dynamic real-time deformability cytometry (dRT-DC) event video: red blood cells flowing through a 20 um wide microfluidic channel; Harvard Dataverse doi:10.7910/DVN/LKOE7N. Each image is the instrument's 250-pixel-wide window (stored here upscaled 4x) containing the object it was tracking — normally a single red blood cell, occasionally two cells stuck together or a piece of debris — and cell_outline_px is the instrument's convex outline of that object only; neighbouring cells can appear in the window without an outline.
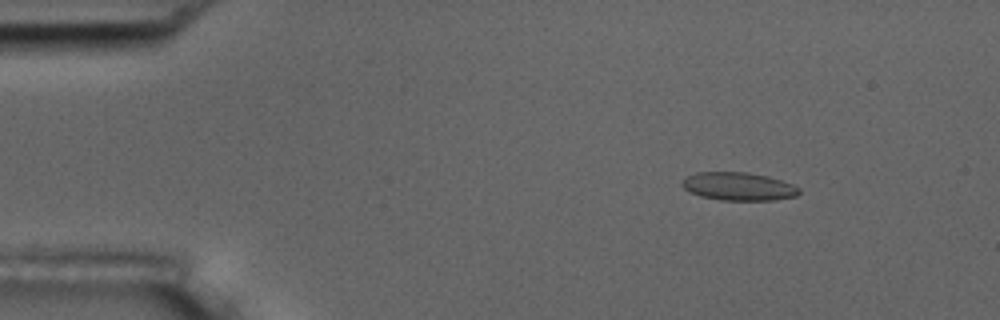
{"species": "common noctule bat (a hibernating species)", "species_latin": "Nyctalus noctula", "temperature_condition": "room temperature", "stored_images_in_passage": 6, "camera_frame_rate_fps": 3000, "um_per_image_px": 0.085, "animal": {"sex": "male", "body_mass_g": 17.5, "forearm_length_mm": 52.3}, "frame": {"image": 1, "passage_image": 3, "time_ms": 2.333, "image_size_px": [1000, 320], "cell_outline_px": [[800, 192], [796, 196], [772, 200], [720, 200], [700, 196], [684, 188], [680, 184], [680, 180], [696, 172], [744, 172], [768, 176], [792, 184], [800, 188]], "centroid_in_image_um": [62.75, 15.84], "position_along_channel_um": 22.2, "area_um2": 19.13}}
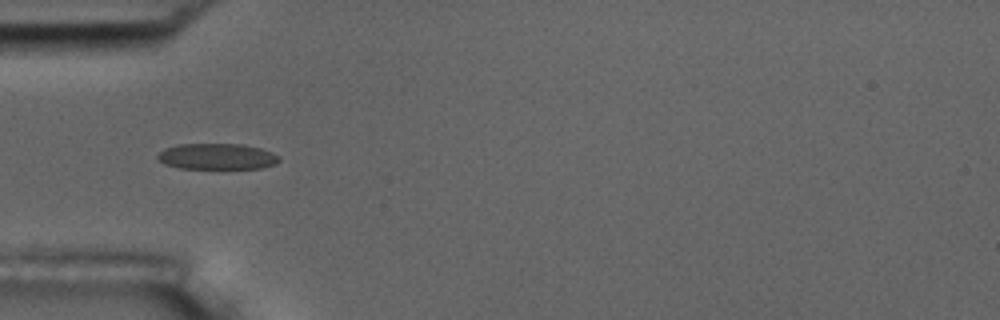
{"frame": {"image": 2, "passage_image": 6, "time_ms": 5.667, "image_size_px": [1000, 320], "cell_outline_px": [[280, 160], [276, 164], [260, 168], [180, 168], [164, 164], [156, 156], [164, 148], [176, 144], [244, 144], [260, 148], [272, 152], [280, 156]], "centroid_in_image_um": [18.46, 13.29], "position_along_channel_um": 66.5, "area_um2": 18.44}}